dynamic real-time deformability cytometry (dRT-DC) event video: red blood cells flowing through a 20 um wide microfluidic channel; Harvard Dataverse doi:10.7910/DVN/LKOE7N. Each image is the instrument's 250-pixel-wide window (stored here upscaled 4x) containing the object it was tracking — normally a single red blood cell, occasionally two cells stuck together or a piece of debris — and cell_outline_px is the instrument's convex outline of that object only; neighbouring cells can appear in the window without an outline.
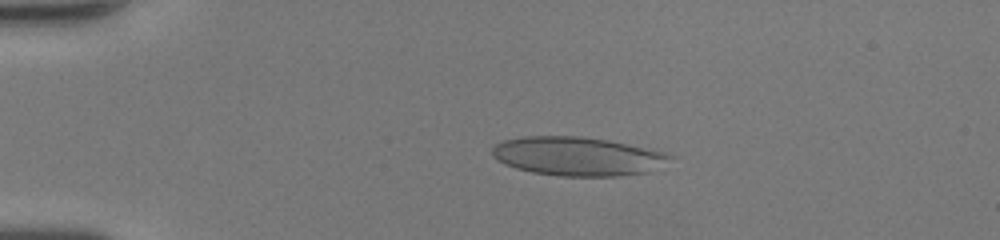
{"species": "human", "species_latin": "Homo sapiens", "temperature_condition": "room temperature", "stored_images_in_passage": 43, "camera_frame_rate_fps": 3000, "um_per_image_px": 0.085, "donor": {"sex": "female"}, "frame": {"image": 1, "passage_image": 5, "time_ms": 1.333, "image_size_px": [1000, 240], "cell_outline_px": [[672, 156], [648, 172], [620, 176], [560, 176], [532, 172], [516, 168], [504, 164], [496, 160], [492, 156], [492, 148], [496, 144], [504, 140], [520, 136], [580, 136], [608, 140], [668, 152]], "centroid_in_image_um": [49.03, 13.27], "position_along_channel_um": 36.0, "area_um2": 40.11}}
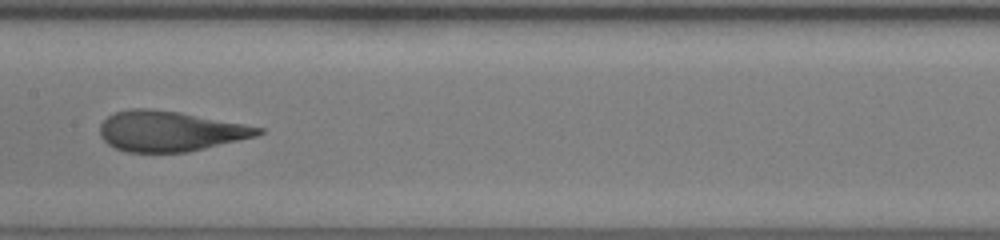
{"frame": {"image": 2, "passage_image": 20, "time_ms": 6.333, "image_size_px": [1000, 240], "cell_outline_px": [[264, 132], [256, 136], [188, 152], [128, 152], [116, 148], [108, 144], [100, 136], [100, 124], [108, 116], [116, 112], [132, 108], [148, 108], [180, 112], [244, 124], [264, 128]], "centroid_in_image_um": [14.43, 11.14], "position_along_channel_um": 193.0, "area_um2": 36.99}}
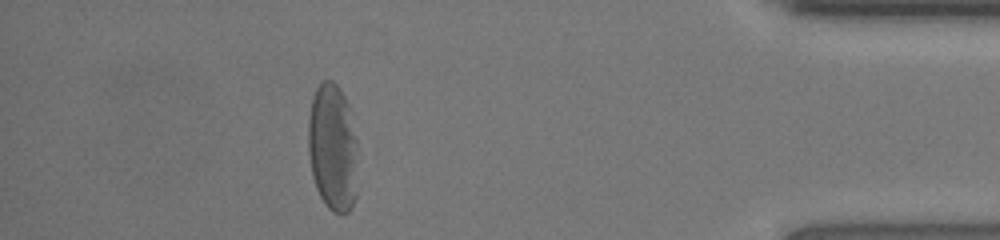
{"frame": {"image": 3, "passage_image": 38, "time_ms": 12.333, "image_size_px": [1000, 240], "cell_outline_px": [[356, 196], [352, 208], [348, 212], [332, 212], [324, 204], [316, 188], [312, 176], [308, 152], [308, 120], [312, 96], [320, 80], [332, 80], [340, 88], [348, 104], [356, 140]], "centroid_in_image_um": [28.25, 12.53], "position_along_channel_um": 406.9, "area_um2": 37.17}, "authors_computed_cell_mechanics": {"area_um2": 38.148, "velocity_mm_per_s": 4.2813, "shape_relaxation_time_tau1_ms": 6.5246, "shape_relaxation_time_tau2_ms": 0.8761, "deformation_change_tau1": 0.2515, "deformation_change_tau2": 0.0902}}